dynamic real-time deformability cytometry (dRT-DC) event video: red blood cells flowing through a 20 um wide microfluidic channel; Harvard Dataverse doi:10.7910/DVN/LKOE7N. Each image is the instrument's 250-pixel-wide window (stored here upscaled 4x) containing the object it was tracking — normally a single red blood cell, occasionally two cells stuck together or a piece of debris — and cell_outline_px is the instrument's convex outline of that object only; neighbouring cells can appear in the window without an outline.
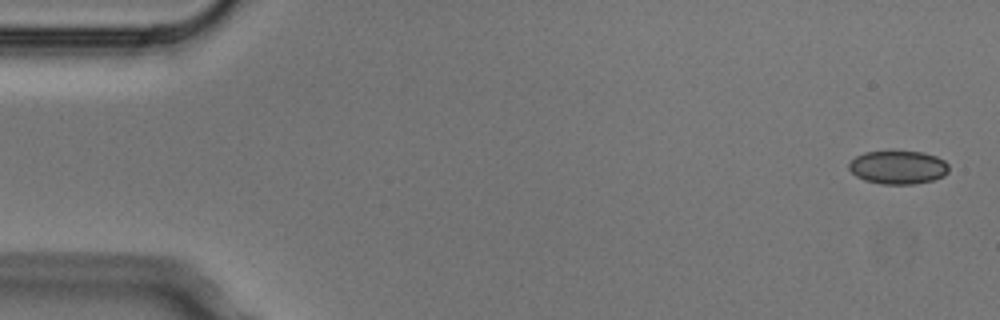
{"species": "Egyptian fruit bat (a non-hibernating species)", "species_latin": "Rousettus aegyptiacus", "temperature_condition": "cold", "stored_images_in_passage": 5, "camera_frame_rate_fps": 3000, "um_per_image_px": 0.085, "animal": {"sex": "male"}, "frame": {"image": 1, "passage_image": 1, "time_ms": 0.0, "image_size_px": [1000, 320], "cell_outline_px": [[948, 172], [944, 176], [932, 180], [912, 184], [880, 184], [864, 180], [856, 176], [848, 168], [848, 164], [856, 156], [864, 152], [924, 152], [936, 156], [944, 160], [948, 164]], "centroid_in_image_um": [76.33, 14.23], "position_along_channel_um": 8.7, "area_um2": 19.36}}